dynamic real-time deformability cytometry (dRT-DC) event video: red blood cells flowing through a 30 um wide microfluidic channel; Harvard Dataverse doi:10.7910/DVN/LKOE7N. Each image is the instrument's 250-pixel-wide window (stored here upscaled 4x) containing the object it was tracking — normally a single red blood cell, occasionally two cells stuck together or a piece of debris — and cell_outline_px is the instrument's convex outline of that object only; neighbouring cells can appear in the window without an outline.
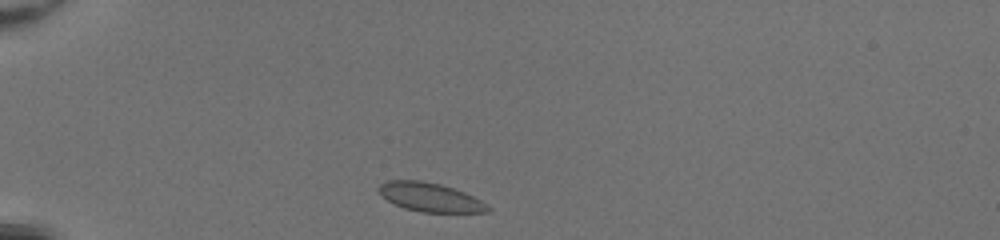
{"species": "common noctule bat (a hibernating species)", "species_latin": "Nyctalus noctula", "temperature_condition": "room temperature", "stored_images_in_passage": 36, "camera_frame_rate_fps": 3000, "um_per_image_px": 0.085, "animal": {"sex": "female", "body_mass_g": 20.0, "forearm_length_mm": 54.0}, "frame": {"image": 1, "passage_image": 1, "time_ms": 0.0, "image_size_px": [1000, 240], "cell_outline_px": [[492, 208], [488, 212], [420, 212], [404, 208], [388, 200], [376, 188], [380, 184], [388, 180], [420, 180], [440, 184], [464, 192], [488, 204]], "centroid_in_image_um": [36.57, 16.76], "position_along_channel_um": 48.4, "area_um2": 18.21}}
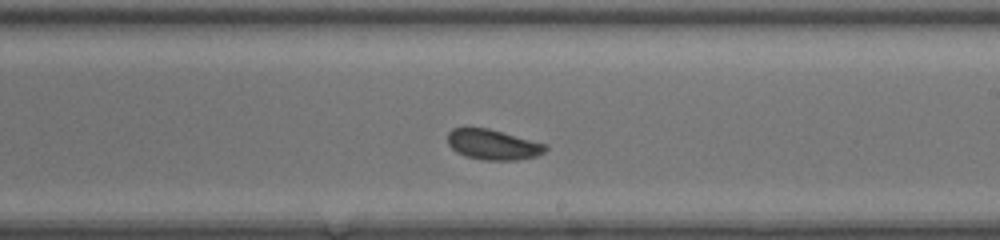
{"frame": {"image": 2, "passage_image": 18, "time_ms": 5.667, "image_size_px": [1000, 240], "cell_outline_px": [[548, 148], [544, 152], [536, 156], [516, 160], [484, 160], [464, 156], [456, 152], [448, 144], [448, 132], [452, 128], [488, 128], [548, 144]], "centroid_in_image_um": [41.91, 12.29], "position_along_channel_um": 247.1, "area_um2": 17.34}}
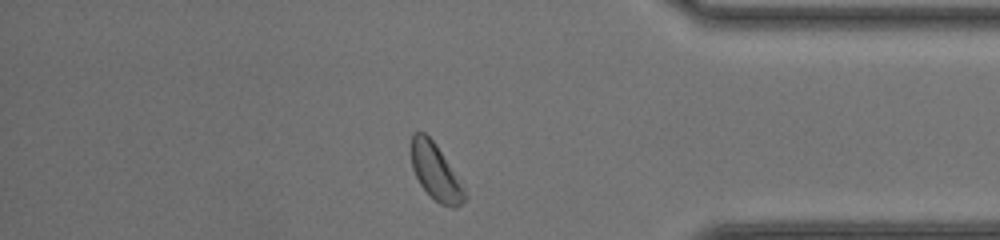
{"frame": {"image": 3, "passage_image": 30, "time_ms": 9.667, "image_size_px": [1000, 240], "cell_outline_px": [[468, 196], [456, 208], [452, 208], [440, 204], [420, 184], [412, 168], [412, 132], [424, 132], [436, 144], [464, 188]], "centroid_in_image_um": [37.03, 14.63], "position_along_channel_um": 398.2, "area_um2": 17.05}, "authors_computed_cell_mechanics": {"area_um2": 17.7735, "velocity_mm_per_s": 4.1925, "shape_relaxation_time_tau1_ms": 2.131, "shape_relaxation_time_tau2_ms": null, "deformation_change_tau1": 0.0531, "deformation_change_tau2": null}}